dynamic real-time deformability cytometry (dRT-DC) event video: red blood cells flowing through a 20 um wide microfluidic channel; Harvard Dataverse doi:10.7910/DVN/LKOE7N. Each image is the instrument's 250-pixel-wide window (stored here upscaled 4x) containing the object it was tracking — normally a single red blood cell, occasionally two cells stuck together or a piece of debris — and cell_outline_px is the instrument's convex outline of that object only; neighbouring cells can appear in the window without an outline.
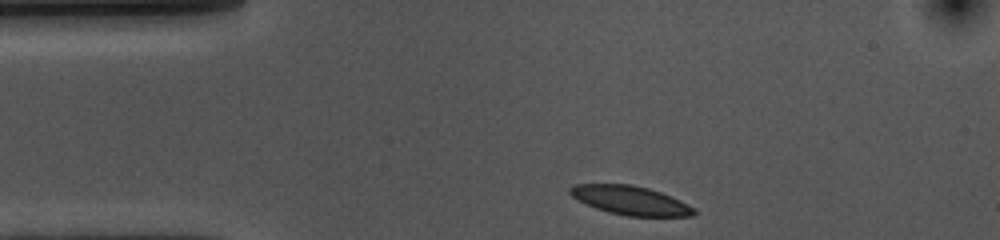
{"species": "common noctule bat (a hibernating species)", "species_latin": "Nyctalus noctula", "temperature_condition": "cold", "stored_images_in_passage": 34, "camera_frame_rate_fps": 3000, "um_per_image_px": 0.085, "animal": {"sex": "female", "body_mass_g": 10.0, "forearm_length_mm": 53.1}, "frame": {"image": 1, "passage_image": 1, "time_ms": 0.0, "image_size_px": [1000, 240], "cell_outline_px": [[696, 212], [692, 216], [628, 216], [608, 212], [596, 208], [572, 196], [568, 192], [568, 188], [576, 184], [632, 184], [648, 188], [660, 192], [680, 200], [696, 208]], "centroid_in_image_um": [53.6, 17.03], "position_along_channel_um": 31.4, "area_um2": 20.75}}
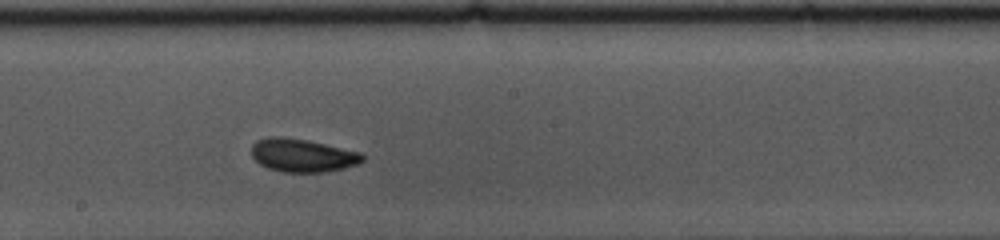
{"frame": {"image": 2, "passage_image": 20, "time_ms": 6.333, "image_size_px": [1000, 240], "cell_outline_px": [[364, 160], [360, 164], [344, 168], [324, 172], [284, 172], [268, 168], [260, 164], [252, 156], [252, 144], [256, 140], [268, 136], [280, 136], [308, 140], [360, 152], [364, 156]], "centroid_in_image_um": [25.71, 13.2], "position_along_channel_um": 222.5, "area_um2": 21.56}}
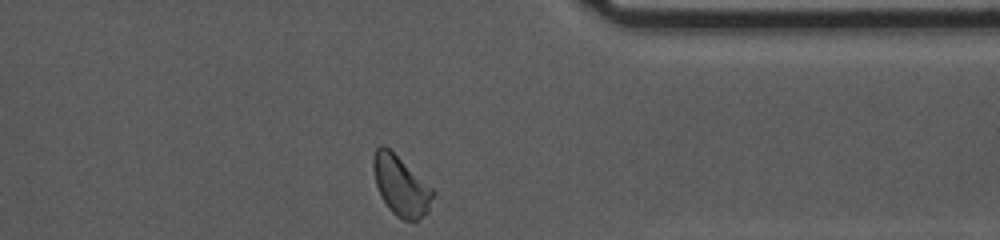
{"frame": {"image": 3, "passage_image": 34, "time_ms": 11.0, "image_size_px": [1000, 240], "cell_outline_px": [[436, 192], [428, 212], [416, 220], [404, 220], [396, 216], [388, 208], [380, 196], [376, 184], [372, 168], [372, 160], [376, 148], [380, 144], [384, 144], [432, 188]], "centroid_in_image_um": [34.06, 15.79], "position_along_channel_um": 377.3, "area_um2": 20.69}, "authors_computed_cell_mechanics": {"area_um2": 21.1548, "velocity_mm_per_s": 3.5554, "shape_relaxation_time_tau1_ms": 2.7084, "shape_relaxation_time_tau2_ms": 2.2345, "deformation_change_tau1": 0.0769, "deformation_change_tau2": 0.0688}}